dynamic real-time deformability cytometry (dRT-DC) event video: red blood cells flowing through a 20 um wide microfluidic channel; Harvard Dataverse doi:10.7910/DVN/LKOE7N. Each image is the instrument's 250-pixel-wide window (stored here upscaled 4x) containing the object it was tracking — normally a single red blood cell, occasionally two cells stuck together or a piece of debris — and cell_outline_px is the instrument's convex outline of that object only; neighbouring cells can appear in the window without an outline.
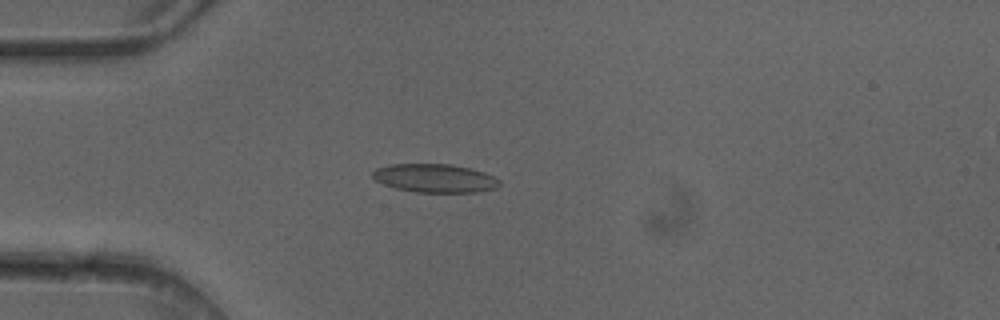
{"species": "common noctule bat (a hibernating species)", "species_latin": "Nyctalus noctula", "temperature_condition": "cold", "stored_images_in_passage": 5, "camera_frame_rate_fps": 3000, "um_per_image_px": 0.085, "animal": {"sex": "female"}, "frame": {"image": 1, "passage_image": 4, "time_ms": 1.0, "image_size_px": [1000, 320], "cell_outline_px": [[500, 184], [496, 188], [476, 192], [416, 192], [396, 188], [384, 184], [376, 180], [372, 176], [372, 172], [376, 168], [388, 164], [452, 164], [484, 172], [500, 180]], "centroid_in_image_um": [36.95, 15.14], "position_along_channel_um": 48.1, "area_um2": 20.98}}